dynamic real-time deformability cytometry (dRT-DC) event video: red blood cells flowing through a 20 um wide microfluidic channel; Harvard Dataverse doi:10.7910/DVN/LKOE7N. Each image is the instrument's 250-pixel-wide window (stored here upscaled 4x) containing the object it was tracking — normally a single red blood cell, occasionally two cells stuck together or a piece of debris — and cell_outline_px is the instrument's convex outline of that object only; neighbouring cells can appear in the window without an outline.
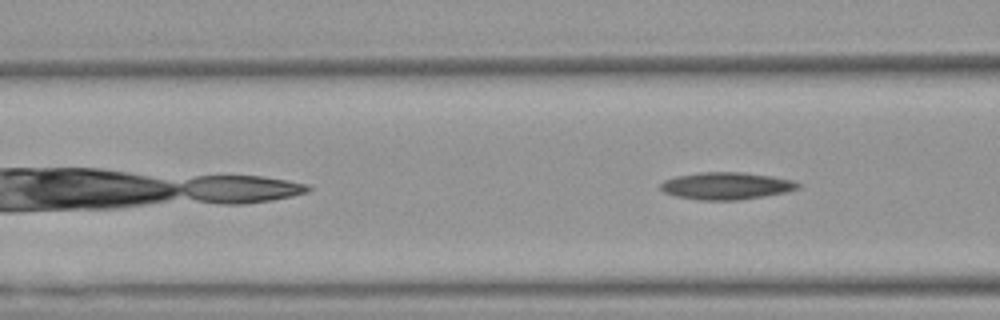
{"species": "Egyptian fruit bat (a non-hibernating species)", "species_latin": "Rousettus aegyptiacus", "temperature_condition": "warm", "stored_images_in_passage": 6, "camera_frame_rate_fps": 3000, "um_per_image_px": 0.085, "animal": {"sex": "female"}, "frame": {"image": 1, "passage_image": 6, "time_ms": 1.667, "image_size_px": [1000, 320], "cell_outline_px": [[800, 188], [784, 192], [764, 196], [736, 200], [700, 200], [676, 196], [664, 192], [660, 188], [660, 184], [664, 180], [676, 176], [700, 172], [744, 172], [772, 176], [792, 180], [800, 184]], "centroid_in_image_um": [61.72, 15.79], "position_along_channel_um": 104.9, "area_um2": 21.73}}